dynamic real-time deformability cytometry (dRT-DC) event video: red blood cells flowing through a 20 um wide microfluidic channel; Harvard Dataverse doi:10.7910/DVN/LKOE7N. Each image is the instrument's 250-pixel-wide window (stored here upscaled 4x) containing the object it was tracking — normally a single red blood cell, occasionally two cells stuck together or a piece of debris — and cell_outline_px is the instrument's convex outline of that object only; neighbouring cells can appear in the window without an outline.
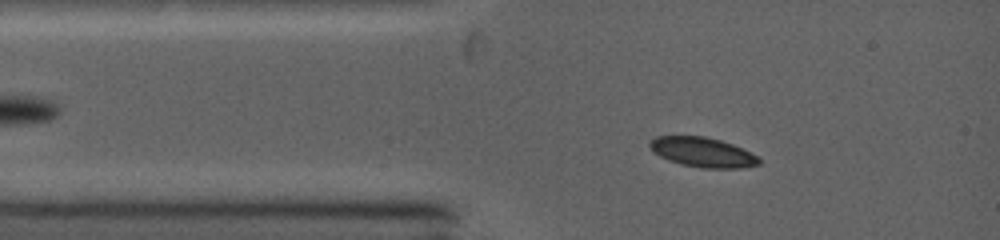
{"species": "common noctule bat (a hibernating species)", "species_latin": "Nyctalus noctula", "temperature_condition": "warm", "stored_images_in_passage": 61, "camera_frame_rate_fps": 5000, "um_per_image_px": 0.085, "animal": {"sex": "female", "body_mass_g": 19.0, "forearm_length_mm": 53.3}, "frame": {"image": 1, "passage_image": 5, "time_ms": 1.2, "image_size_px": [1000, 240], "cell_outline_px": [[760, 164], [744, 168], [700, 168], [680, 164], [668, 160], [652, 152], [648, 144], [648, 140], [656, 136], [704, 136], [720, 140], [732, 144], [760, 156]], "centroid_in_image_um": [59.71, 12.94], "position_along_channel_um": 25.3, "area_um2": 19.19}}
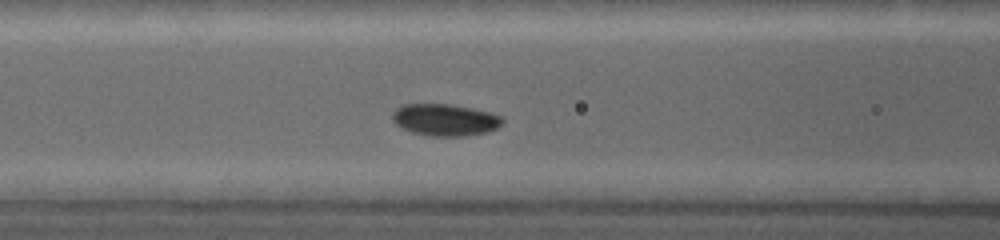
{"frame": {"image": 2, "passage_image": 19, "time_ms": 4.0, "image_size_px": [1000, 240], "cell_outline_px": [[504, 124], [488, 132], [468, 136], [428, 136], [412, 132], [400, 128], [392, 120], [392, 112], [396, 108], [404, 104], [452, 104], [492, 112], [500, 116], [504, 120]], "centroid_in_image_um": [37.84, 10.19], "position_along_channel_um": 128.8, "area_um2": 20.81}}
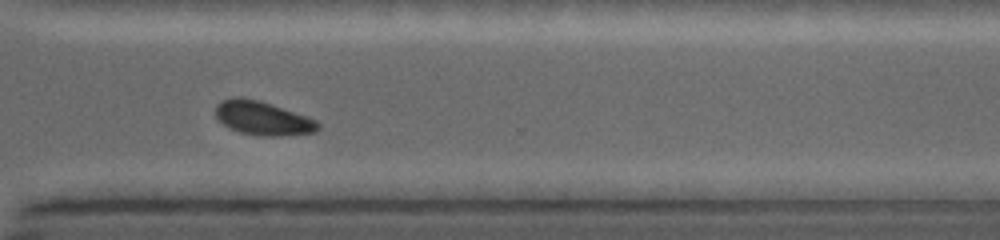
{"frame": {"image": 3, "passage_image": 43, "time_ms": 9.2, "image_size_px": [1000, 240], "cell_outline_px": [[320, 128], [316, 132], [280, 136], [264, 136], [240, 132], [228, 128], [216, 116], [216, 104], [224, 100], [256, 100], [316, 120], [320, 124]], "centroid_in_image_um": [22.37, 10.11], "position_along_channel_um": 348.2, "area_um2": 19.19}, "authors_computed_cell_mechanics": {"area_um2": 20.519, "velocity_mm_per_s": 4.2165, "shape_relaxation_time_tau1_ms": 2.4868, "shape_relaxation_time_tau2_ms": null, "deformation_change_tau1": 0.0669, "deformation_change_tau2": null}}